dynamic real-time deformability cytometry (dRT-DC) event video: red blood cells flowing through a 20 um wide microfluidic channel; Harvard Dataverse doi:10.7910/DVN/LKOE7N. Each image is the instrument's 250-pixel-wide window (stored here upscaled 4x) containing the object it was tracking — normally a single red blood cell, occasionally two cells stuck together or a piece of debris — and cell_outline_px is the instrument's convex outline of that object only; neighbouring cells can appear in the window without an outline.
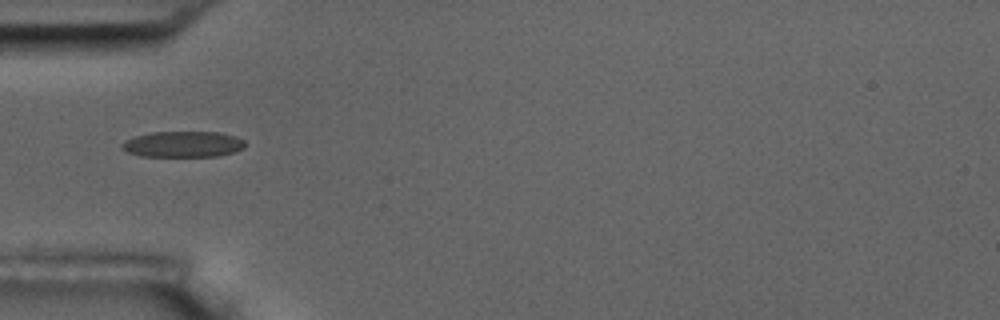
{"species": "common noctule bat (a hibernating species)", "species_latin": "Nyctalus noctula", "temperature_condition": "room temperature", "stored_images_in_passage": 2, "camera_frame_rate_fps": 3000, "um_per_image_px": 0.085, "animal": {"sex": "male", "body_mass_g": 17.5, "forearm_length_mm": 52.3}, "frame": {"image": 1, "passage_image": 1, "time_ms": 0.0, "image_size_px": [1000, 320], "cell_outline_px": [[244, 148], [232, 152], [216, 156], [140, 156], [128, 152], [120, 144], [124, 140], [136, 136], [152, 132], [220, 132], [236, 136], [244, 140]], "centroid_in_image_um": [15.56, 12.25], "position_along_channel_um": 69.4, "area_um2": 18.5}}